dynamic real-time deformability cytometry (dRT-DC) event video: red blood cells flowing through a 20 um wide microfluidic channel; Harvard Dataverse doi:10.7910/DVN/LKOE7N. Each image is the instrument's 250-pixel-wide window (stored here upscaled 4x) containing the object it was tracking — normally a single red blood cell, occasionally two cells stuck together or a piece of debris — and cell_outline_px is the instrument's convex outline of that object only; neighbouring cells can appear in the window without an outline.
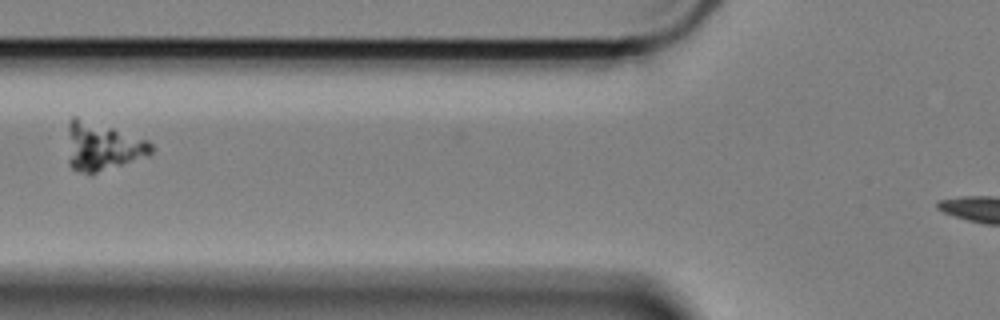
{"species": "Egyptian fruit bat (a non-hibernating species)", "species_latin": "Rousettus aegyptiacus", "temperature_condition": "cold", "stored_images_in_passage": 26, "camera_frame_rate_fps": 3000, "um_per_image_px": 0.085, "animal": {"sex": "female"}, "frame": {"image": 1, "passage_image": 2, "time_ms": 0.333, "image_size_px": [1000, 320], "cell_outline_px": [[152, 152], [148, 156], [96, 172], [84, 172], [72, 168], [68, 164], [68, 120], [72, 116], [76, 116], [148, 140], [152, 144]], "centroid_in_image_um": [8.67, 12.43], "position_along_channel_um": 117.1, "area_um2": 23.06}}
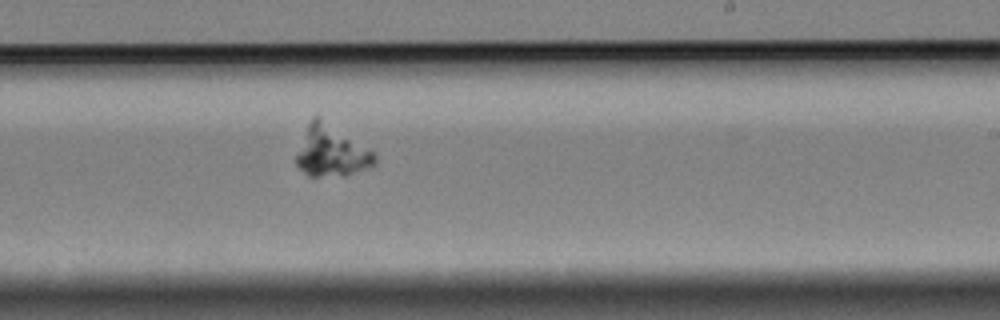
{"frame": {"image": 2, "passage_image": 15, "time_ms": 4.667, "image_size_px": [1000, 320], "cell_outline_px": [[376, 164], [344, 176], [308, 176], [296, 164], [296, 156], [308, 124], [312, 116], [320, 116], [372, 152], [376, 156]], "centroid_in_image_um": [28.14, 12.86], "position_along_channel_um": 260.9, "area_um2": 22.72}}
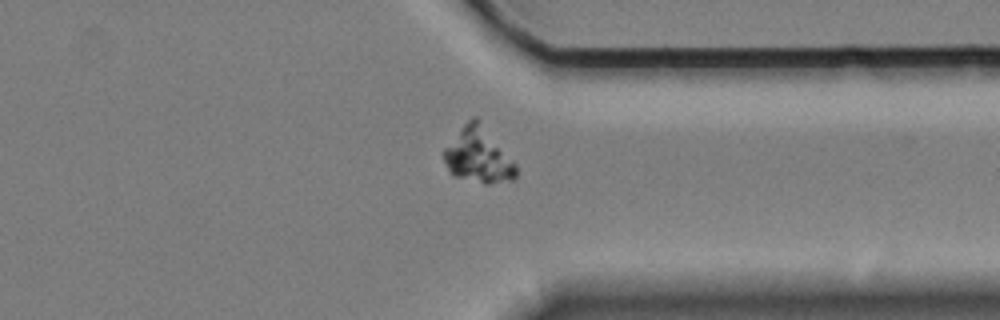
{"frame": {"image": 3, "passage_image": 25, "time_ms": 8.0, "image_size_px": [1000, 320], "cell_outline_px": [[516, 176], [512, 180], [488, 184], [484, 184], [452, 176], [444, 160], [444, 148], [464, 124], [472, 116], [476, 116], [516, 164]], "centroid_in_image_um": [40.65, 13.23], "position_along_channel_um": 370.8, "area_um2": 22.95}}